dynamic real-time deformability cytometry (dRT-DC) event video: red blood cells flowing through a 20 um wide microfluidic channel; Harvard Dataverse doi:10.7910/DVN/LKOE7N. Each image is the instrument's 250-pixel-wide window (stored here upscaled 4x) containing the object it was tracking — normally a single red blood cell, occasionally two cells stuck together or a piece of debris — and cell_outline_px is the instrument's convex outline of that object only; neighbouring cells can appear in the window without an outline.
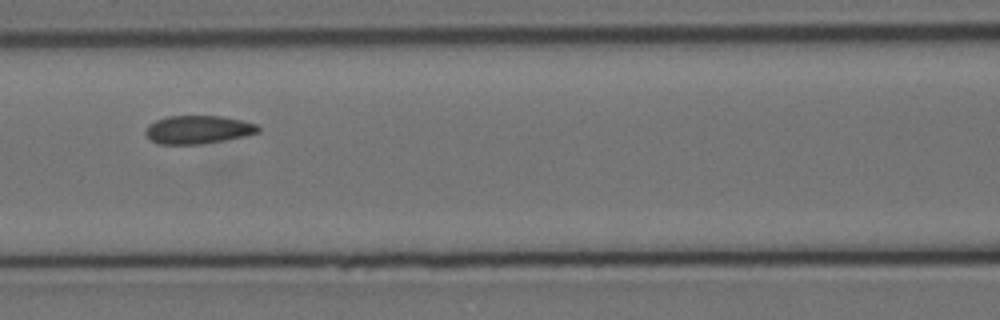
{"species": "Egyptian fruit bat (a non-hibernating species)", "species_latin": "Rousettus aegyptiacus", "temperature_condition": "cold", "stored_images_in_passage": 10, "camera_frame_rate_fps": 3000, "um_per_image_px": 0.085, "animal": {"sex": "female"}, "frame": {"image": 1, "passage_image": 6, "time_ms": 6.0, "image_size_px": [1000, 320], "cell_outline_px": [[260, 132], [244, 136], [204, 144], [160, 144], [152, 140], [144, 132], [148, 124], [156, 120], [168, 116], [220, 116], [240, 120], [256, 124], [260, 128]], "centroid_in_image_um": [16.83, 11.02], "position_along_channel_um": 149.8, "area_um2": 18.44}}
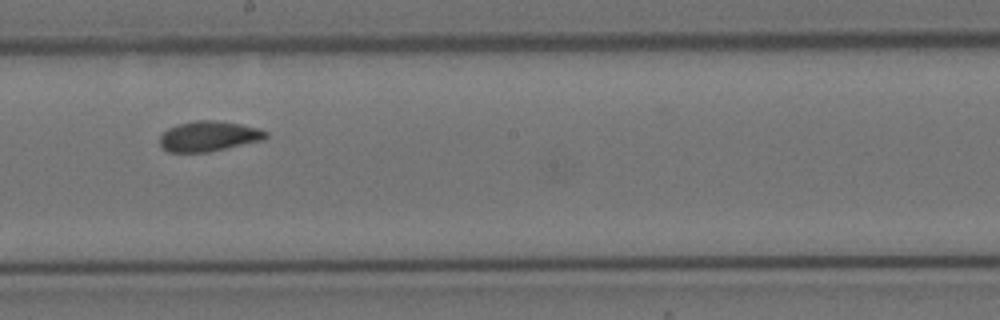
{"frame": {"image": 2, "passage_image": 8, "time_ms": 8.333, "image_size_px": [1000, 320], "cell_outline_px": [[268, 136], [264, 140], [208, 152], [168, 152], [160, 144], [160, 136], [168, 128], [180, 124], [196, 120], [216, 120], [240, 124], [260, 128], [268, 132]], "centroid_in_image_um": [17.78, 11.58], "position_along_channel_um": 230.4, "area_um2": 18.67}}
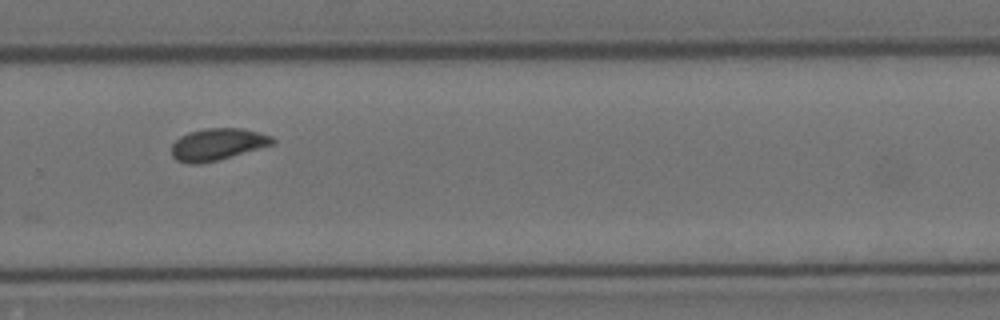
{"frame": {"image": 3, "passage_image": 10, "time_ms": 10.667, "image_size_px": [1000, 320], "cell_outline_px": [[276, 144], [216, 160], [200, 164], [188, 164], [176, 160], [172, 156], [172, 144], [180, 136], [188, 132], [204, 128], [240, 128], [260, 132], [272, 136], [276, 140]], "centroid_in_image_um": [18.5, 12.26], "position_along_channel_um": 311.3, "area_um2": 18.9}}